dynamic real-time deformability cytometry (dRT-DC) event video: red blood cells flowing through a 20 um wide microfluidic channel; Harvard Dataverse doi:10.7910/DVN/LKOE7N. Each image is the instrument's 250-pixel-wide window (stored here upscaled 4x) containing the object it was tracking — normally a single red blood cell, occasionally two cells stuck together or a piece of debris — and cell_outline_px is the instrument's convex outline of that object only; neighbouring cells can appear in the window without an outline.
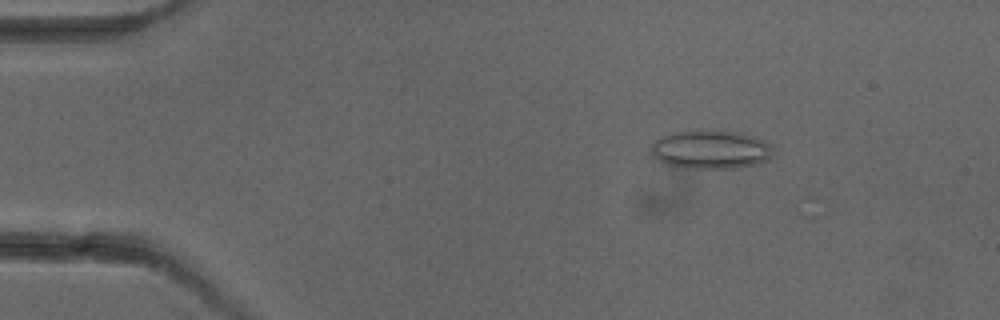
{"species": "common noctule bat (a hibernating species)", "species_latin": "Nyctalus noctula", "temperature_condition": "cold", "stored_images_in_passage": 6, "camera_frame_rate_fps": 3000, "um_per_image_px": 0.085, "animal": {"sex": "female"}, "frame": {"image": 1, "passage_image": 3, "time_ms": 2.333, "image_size_px": [1000, 320], "cell_outline_px": [[772, 156], [768, 160], [752, 164], [732, 168], [684, 168], [668, 164], [660, 160], [652, 152], [652, 140], [668, 132], [740, 132], [764, 140], [772, 144]], "centroid_in_image_um": [60.42, 12.72], "position_along_channel_um": 24.6, "area_um2": 26.93}}